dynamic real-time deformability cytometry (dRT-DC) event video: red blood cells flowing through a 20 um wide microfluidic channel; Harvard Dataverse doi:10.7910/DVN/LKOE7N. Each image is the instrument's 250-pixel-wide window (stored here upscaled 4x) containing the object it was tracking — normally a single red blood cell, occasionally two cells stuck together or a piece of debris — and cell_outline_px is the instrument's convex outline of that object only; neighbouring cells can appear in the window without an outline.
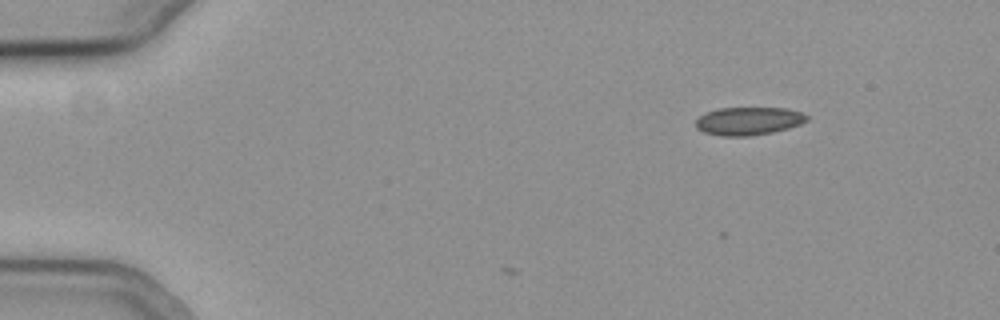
{"species": "common noctule bat (a hibernating species)", "species_latin": "Nyctalus noctula", "temperature_condition": "cold", "stored_images_in_passage": 4, "camera_frame_rate_fps": 3000, "um_per_image_px": 0.085, "animal": {"sex": "female", "body_mass_g": 19.3, "forearm_length_mm": 54.1}, "frame": {"image": 1, "passage_image": 4, "time_ms": 1.0, "image_size_px": [1000, 320], "cell_outline_px": [[808, 120], [800, 124], [788, 128], [772, 132], [748, 136], [720, 136], [704, 132], [696, 128], [696, 120], [704, 112], [716, 108], [788, 108], [800, 112], [808, 116]], "centroid_in_image_um": [63.6, 10.28], "position_along_channel_um": 21.4, "area_um2": 18.21}}